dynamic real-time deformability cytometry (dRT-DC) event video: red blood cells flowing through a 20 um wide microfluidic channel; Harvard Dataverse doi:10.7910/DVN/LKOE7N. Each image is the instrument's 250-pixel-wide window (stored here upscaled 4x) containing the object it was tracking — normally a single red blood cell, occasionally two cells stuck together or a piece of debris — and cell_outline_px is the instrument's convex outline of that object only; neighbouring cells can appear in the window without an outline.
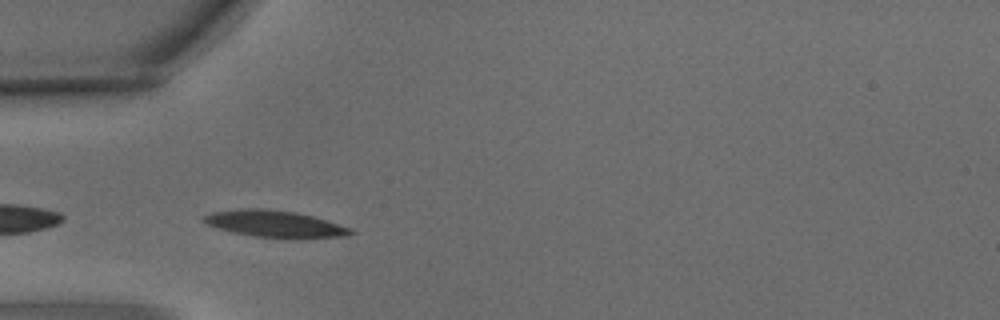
{"species": "common noctule bat (a hibernating species)", "species_latin": "Nyctalus noctula", "temperature_condition": "warm", "stored_images_in_passage": 3, "camera_frame_rate_fps": 3000, "um_per_image_px": 0.085, "animal": {"sex": "male", "body_mass_g": 15.6}, "frame": {"image": 1, "passage_image": 3, "time_ms": 0.667, "image_size_px": [1000, 320], "cell_outline_px": [[356, 232], [348, 236], [252, 236], [220, 228], [208, 224], [200, 220], [200, 216], [212, 212], [236, 208], [268, 208], [296, 212], [328, 220], [352, 228]], "centroid_in_image_um": [23.3, 18.97], "position_along_channel_um": 61.7, "area_um2": 22.31}}